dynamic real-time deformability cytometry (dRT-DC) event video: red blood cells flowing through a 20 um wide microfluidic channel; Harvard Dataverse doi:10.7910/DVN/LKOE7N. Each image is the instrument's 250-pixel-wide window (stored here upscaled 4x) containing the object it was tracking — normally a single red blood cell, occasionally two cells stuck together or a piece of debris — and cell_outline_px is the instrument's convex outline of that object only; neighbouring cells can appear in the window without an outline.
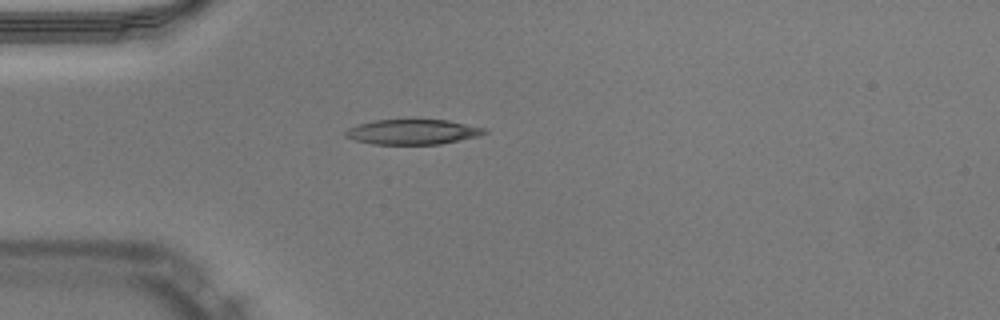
{"species": "Egyptian fruit bat (a non-hibernating species)", "species_latin": "Rousettus aegyptiacus", "temperature_condition": "warm", "stored_images_in_passage": 37, "camera_frame_rate_fps": 3000, "um_per_image_px": 0.085, "animal": {"sex": "male"}, "frame": {"image": 1, "passage_image": 1, "time_ms": 0.0, "image_size_px": [1000, 320], "cell_outline_px": [[488, 132], [480, 136], [440, 144], [372, 144], [356, 140], [344, 136], [344, 132], [348, 128], [372, 120], [448, 120], [488, 128]], "centroid_in_image_um": [35.12, 11.21], "position_along_channel_um": 49.9, "area_um2": 20.35}}
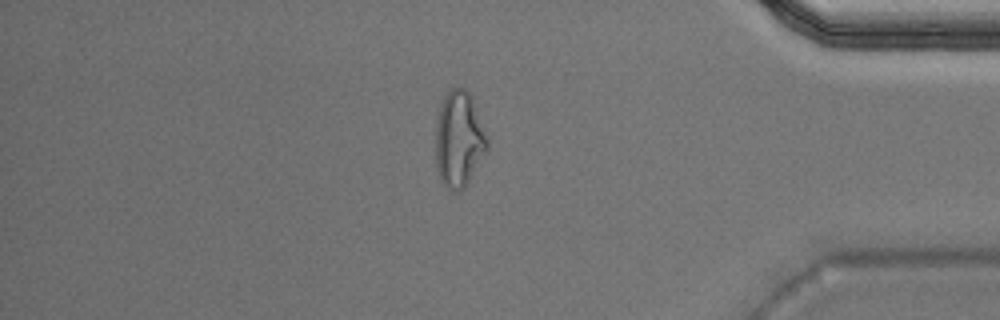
{"frame": {"image": 2, "passage_image": 30, "time_ms": 9.667, "image_size_px": [1000, 320], "cell_outline_px": [[488, 148], [468, 184], [460, 192], [456, 192], [448, 188], [440, 180], [436, 168], [436, 128], [440, 104], [444, 96], [452, 88], [464, 88], [472, 96], [488, 136]], "centroid_in_image_um": [39.03, 11.85], "position_along_channel_um": 396.2, "area_um2": 29.13}}
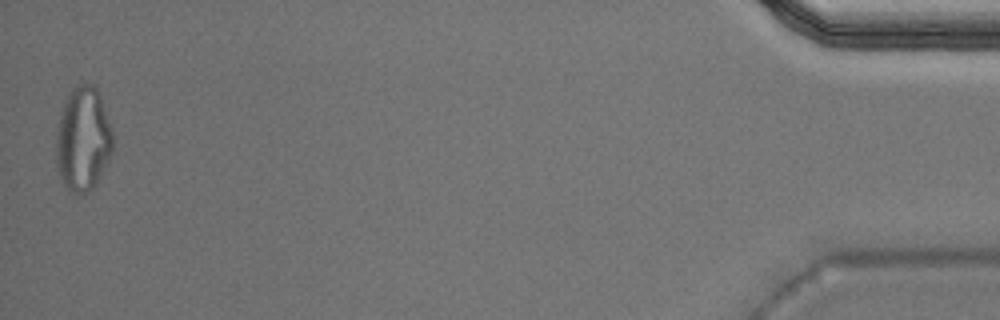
{"frame": {"image": 3, "passage_image": 37, "time_ms": 12.0, "image_size_px": [1000, 320], "cell_outline_px": [[112, 152], [96, 184], [88, 192], [76, 192], [68, 188], [64, 184], [60, 176], [56, 164], [56, 132], [60, 112], [64, 100], [72, 88], [84, 84], [96, 84], [112, 128]], "centroid_in_image_um": [7.05, 11.78], "position_along_channel_um": 428.2, "area_um2": 34.39}, "authors_computed_cell_mechanics": {"area_um2": 21.097, "velocity_mm_per_s": 3.9928, "shape_relaxation_time_tau1_ms": null, "shape_relaxation_time_tau2_ms": 1.9754, "deformation_change_tau1": null, "deformation_change_tau2": 0.1071}}